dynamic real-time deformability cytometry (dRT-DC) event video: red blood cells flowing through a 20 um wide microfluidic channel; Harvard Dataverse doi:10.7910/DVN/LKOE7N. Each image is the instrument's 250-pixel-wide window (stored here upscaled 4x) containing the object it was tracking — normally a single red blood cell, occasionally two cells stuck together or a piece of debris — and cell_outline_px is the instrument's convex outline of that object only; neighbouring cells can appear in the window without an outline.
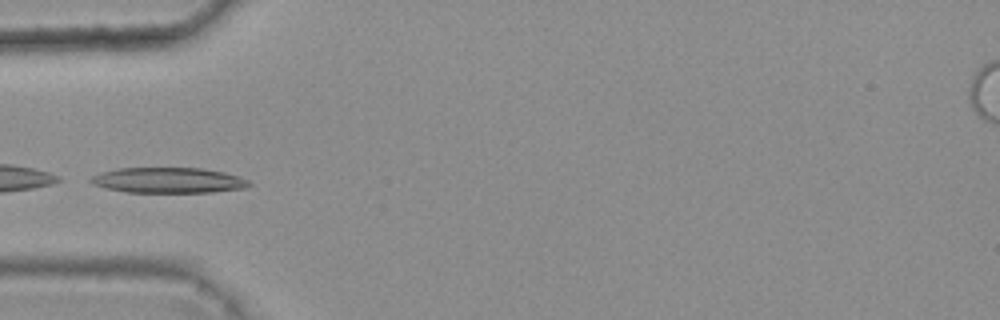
{"species": "common noctule bat (a hibernating species)", "species_latin": "Nyctalus noctula", "temperature_condition": "warm", "stored_images_in_passage": 5, "camera_frame_rate_fps": 3000, "um_per_image_px": 0.085, "animal": {"sex": "female", "body_mass_g": 25.1}, "frame": {"image": 1, "passage_image": 5, "time_ms": 1.333, "image_size_px": [1000, 320], "cell_outline_px": [[252, 184], [244, 188], [212, 192], [128, 192], [104, 188], [92, 184], [88, 180], [92, 176], [100, 172], [116, 168], [200, 168], [224, 172], [240, 176], [248, 180]], "centroid_in_image_um": [14.28, 15.32], "position_along_channel_um": 70.7, "area_um2": 23.58}}